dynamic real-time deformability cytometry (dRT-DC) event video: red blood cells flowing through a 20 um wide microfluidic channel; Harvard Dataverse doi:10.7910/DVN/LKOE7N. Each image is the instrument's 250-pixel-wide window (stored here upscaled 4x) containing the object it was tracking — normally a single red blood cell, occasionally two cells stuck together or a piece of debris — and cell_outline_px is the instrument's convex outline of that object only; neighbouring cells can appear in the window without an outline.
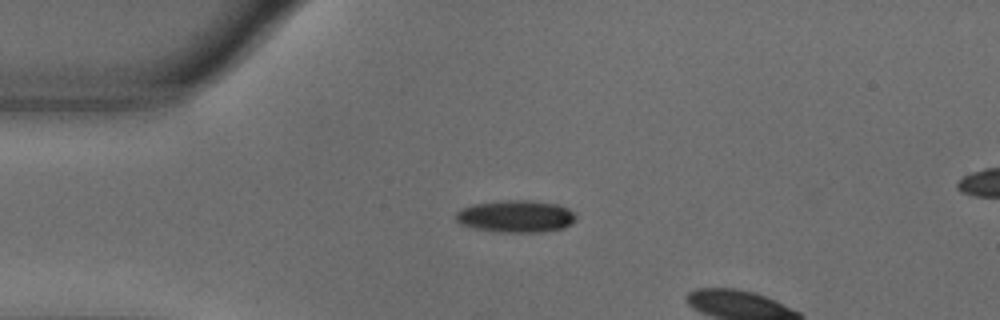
{"species": "common noctule bat (a hibernating species)", "species_latin": "Nyctalus noctula", "temperature_condition": "warm", "stored_images_in_passage": 4, "camera_frame_rate_fps": 3000, "um_per_image_px": 0.085, "animal": {"sex": "male", "body_mass_g": 18.8}, "frame": {"image": 1, "passage_image": 1, "time_ms": 0.0, "image_size_px": [1000, 320], "cell_outline_px": [[576, 220], [572, 224], [564, 228], [540, 232], [500, 232], [472, 228], [460, 224], [456, 220], [456, 212], [460, 208], [472, 204], [500, 200], [532, 200], [556, 204], [568, 208], [576, 212]], "centroid_in_image_um": [43.85, 18.38], "position_along_channel_um": 41.1, "area_um2": 22.89}}